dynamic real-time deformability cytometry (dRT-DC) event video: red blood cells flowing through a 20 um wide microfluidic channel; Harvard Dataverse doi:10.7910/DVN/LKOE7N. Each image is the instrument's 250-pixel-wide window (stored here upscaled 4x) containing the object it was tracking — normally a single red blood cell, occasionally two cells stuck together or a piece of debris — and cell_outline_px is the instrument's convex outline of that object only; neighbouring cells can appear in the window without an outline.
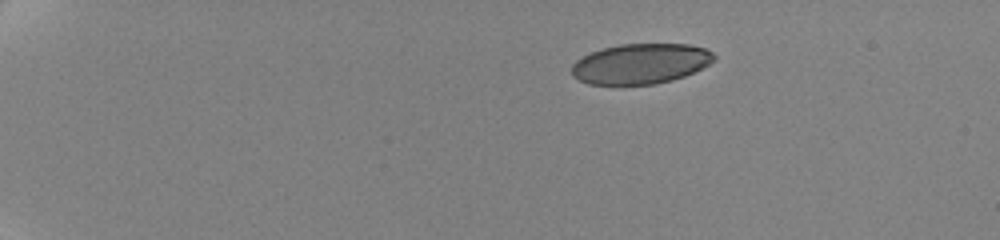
{"species": "human", "species_latin": "Homo sapiens", "temperature_condition": "cold", "stored_images_in_passage": 17, "camera_frame_rate_fps": 3000, "um_per_image_px": 0.085, "donor": {"sex": "female"}, "frame": {"image": 1, "passage_image": 1, "time_ms": 0.0, "image_size_px": [1000, 240], "cell_outline_px": [[716, 60], [684, 76], [672, 80], [656, 84], [588, 84], [572, 76], [572, 64], [576, 60], [592, 52], [604, 48], [620, 44], [688, 44], [704, 48], [712, 52], [716, 56]], "centroid_in_image_um": [54.45, 5.41], "position_along_channel_um": 30.5, "area_um2": 33.18}}
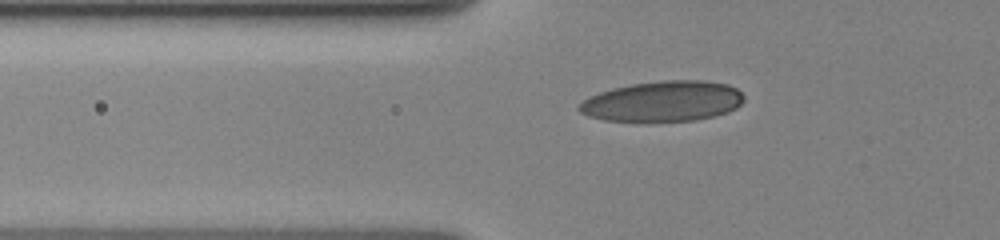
{"frame": {"image": 2, "passage_image": 10, "time_ms": 4.0, "image_size_px": [1000, 240], "cell_outline_px": [[744, 100], [736, 108], [728, 112], [696, 120], [636, 124], [604, 120], [588, 116], [580, 112], [576, 108], [584, 100], [600, 92], [612, 88], [632, 84], [664, 80], [704, 80], [728, 84], [736, 88], [744, 96]], "centroid_in_image_um": [56.32, 8.65], "position_along_channel_um": 69.5, "area_um2": 39.77}}
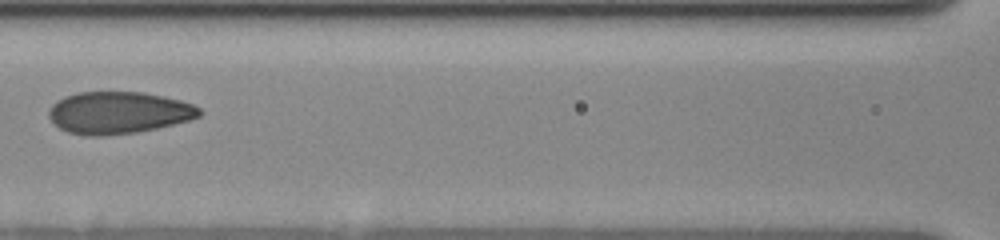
{"frame": {"image": 3, "passage_image": 15, "time_ms": 6.667, "image_size_px": [1000, 240], "cell_outline_px": [[200, 116], [188, 120], [156, 128], [136, 132], [104, 136], [88, 136], [68, 132], [60, 128], [48, 116], [48, 108], [56, 100], [64, 96], [76, 92], [144, 92], [164, 96], [180, 100], [192, 104], [200, 108]], "centroid_in_image_um": [10.03, 9.57], "position_along_channel_um": 156.6, "area_um2": 36.93}}